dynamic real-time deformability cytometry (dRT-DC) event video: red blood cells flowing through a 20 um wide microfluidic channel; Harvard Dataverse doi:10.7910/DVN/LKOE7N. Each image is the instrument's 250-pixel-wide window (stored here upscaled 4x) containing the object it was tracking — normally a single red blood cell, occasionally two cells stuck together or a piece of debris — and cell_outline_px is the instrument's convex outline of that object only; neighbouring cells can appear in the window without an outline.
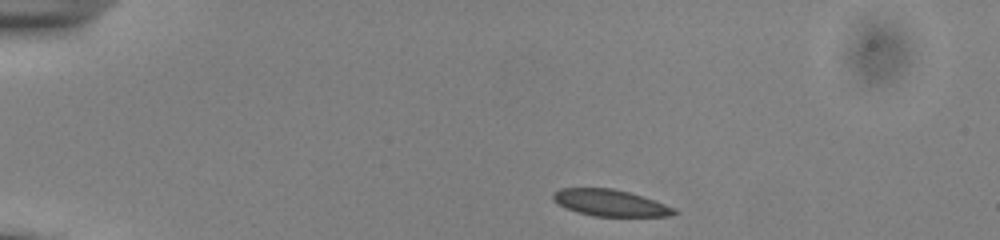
{"species": "common noctule bat (a hibernating species)", "species_latin": "Nyctalus noctula", "temperature_condition": "cold", "stored_images_in_passage": 44, "camera_frame_rate_fps": 3000, "um_per_image_px": 0.085, "animal": {"sex": "male", "body_mass_g": 13.0, "forearm_length_mm": 53.1}, "frame": {"image": 1, "passage_image": 1, "time_ms": 0.0, "image_size_px": [1000, 240], "cell_outline_px": [[680, 212], [668, 216], [592, 216], [576, 212], [552, 200], [552, 192], [560, 188], [612, 188], [628, 192], [676, 208]], "centroid_in_image_um": [51.84, 17.24], "position_along_channel_um": 33.2, "area_um2": 18.61}}
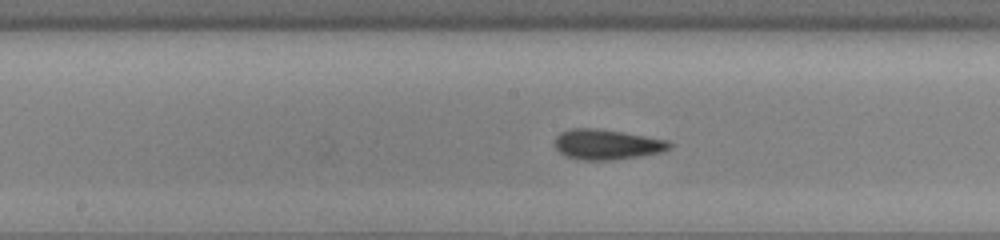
{"frame": {"image": 2, "passage_image": 19, "time_ms": 6.0, "image_size_px": [1000, 240], "cell_outline_px": [[672, 148], [660, 152], [640, 156], [612, 160], [576, 160], [564, 156], [552, 144], [556, 136], [560, 132], [568, 128], [596, 128], [668, 140], [672, 144]], "centroid_in_image_um": [51.51, 12.28], "position_along_channel_um": 196.7, "area_um2": 20.4}}
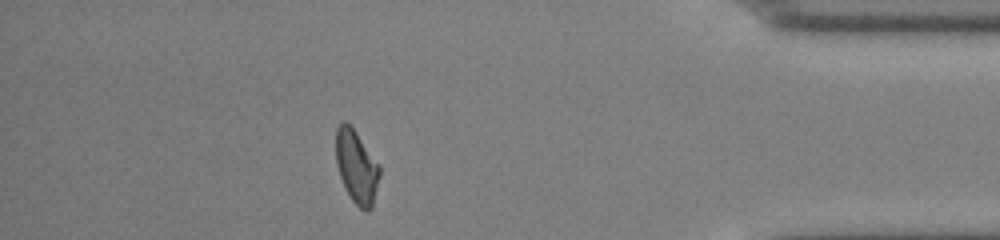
{"frame": {"image": 3, "passage_image": 38, "time_ms": 12.333, "image_size_px": [1000, 240], "cell_outline_px": [[380, 176], [372, 208], [368, 212], [364, 212], [352, 200], [340, 176], [336, 164], [336, 128], [344, 120], [356, 132], [380, 164]], "centroid_in_image_um": [30.33, 14.19], "position_along_channel_um": 404.9, "area_um2": 18.61}, "authors_computed_cell_mechanics": {"area_um2": 19.2763, "velocity_mm_per_s": 3.8517, "shape_relaxation_time_tau1_ms": 2.6321, "shape_relaxation_time_tau2_ms": 2.8913, "deformation_change_tau1": 0.1029, "deformation_change_tau2": 0.0827}}